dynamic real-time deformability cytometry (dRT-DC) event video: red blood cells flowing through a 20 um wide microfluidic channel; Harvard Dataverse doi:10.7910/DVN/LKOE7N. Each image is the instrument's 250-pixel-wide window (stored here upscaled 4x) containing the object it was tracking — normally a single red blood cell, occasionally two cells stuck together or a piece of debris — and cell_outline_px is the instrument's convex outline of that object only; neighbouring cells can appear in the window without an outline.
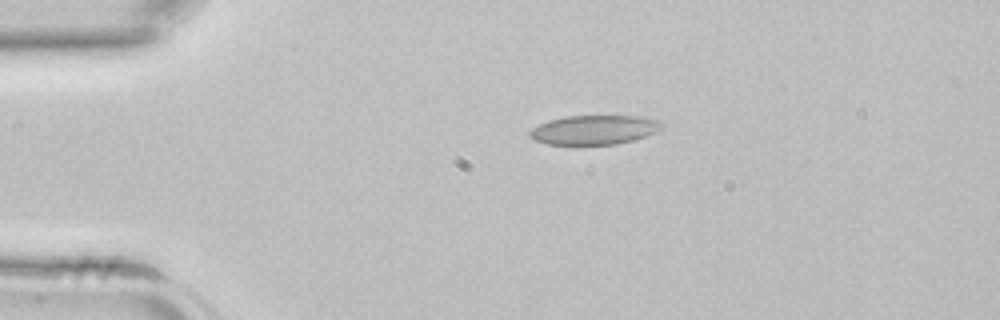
{"species": "common noctule bat (a hibernating species)", "species_latin": "Nyctalus noctula", "temperature_condition": "room temperature", "stored_images_in_passage": 10, "camera_frame_rate_fps": 3000, "um_per_image_px": 0.085, "animal": {"sex": "female", "body_mass_g": 22.7, "forearm_length_mm": 54.2}, "frame": {"image": 1, "passage_image": 1, "time_ms": 0.0, "image_size_px": [1000, 320], "cell_outline_px": [[664, 128], [656, 132], [632, 140], [616, 144], [548, 144], [532, 140], [528, 136], [528, 132], [532, 128], [548, 120], [564, 116], [636, 116], [660, 120], [664, 124]], "centroid_in_image_um": [50.49, 11.03], "position_along_channel_um": 34.5, "area_um2": 22.6}}